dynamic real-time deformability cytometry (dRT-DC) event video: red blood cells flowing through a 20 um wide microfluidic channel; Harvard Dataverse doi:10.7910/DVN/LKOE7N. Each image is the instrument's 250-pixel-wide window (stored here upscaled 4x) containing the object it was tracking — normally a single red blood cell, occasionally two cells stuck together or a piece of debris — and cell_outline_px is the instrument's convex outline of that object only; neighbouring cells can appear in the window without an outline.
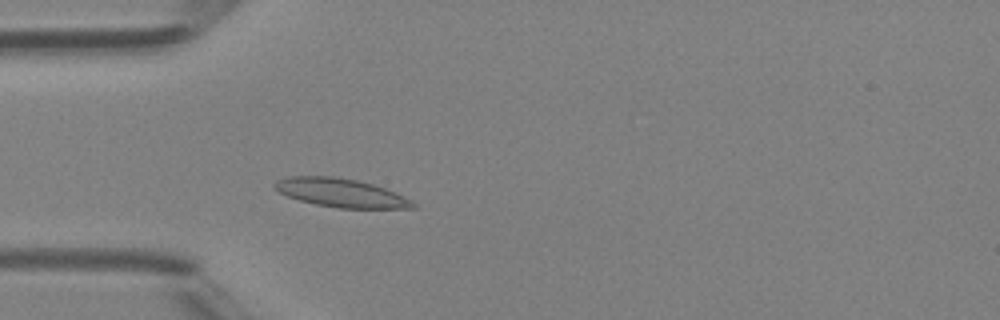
{"species": "Egyptian fruit bat (a non-hibernating species)", "species_latin": "Rousettus aegyptiacus", "temperature_condition": "room temperature", "stored_images_in_passage": 45, "camera_frame_rate_fps": 3000, "um_per_image_px": 0.085, "animal": {"sex": "female"}, "frame": {"image": 1, "passage_image": 11, "time_ms": 3.333, "image_size_px": [1000, 320], "cell_outline_px": [[416, 208], [336, 208], [316, 204], [300, 200], [288, 196], [280, 192], [272, 184], [276, 180], [288, 176], [336, 176], [356, 180], [372, 184], [396, 192], [412, 200], [416, 204]], "centroid_in_image_um": [28.99, 16.38], "position_along_channel_um": 56.0, "area_um2": 23.0}}
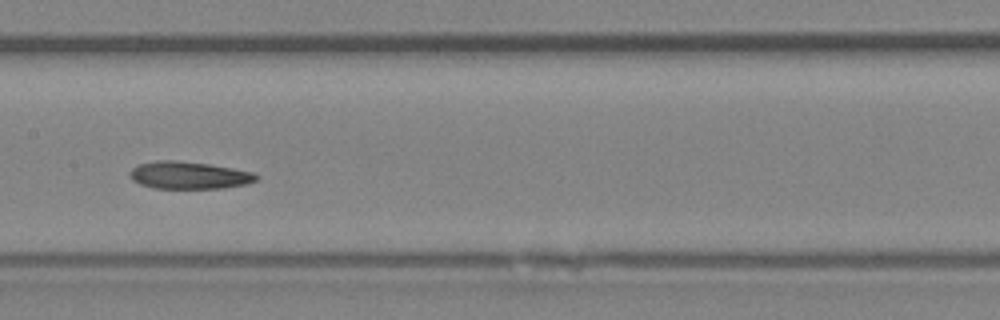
{"frame": {"image": 2, "passage_image": 21, "time_ms": 6.667, "image_size_px": [1000, 320], "cell_outline_px": [[260, 176], [256, 180], [248, 184], [224, 188], [152, 188], [140, 184], [132, 180], [128, 172], [136, 164], [156, 160], [176, 160], [208, 164], [232, 168], [252, 172]], "centroid_in_image_um": [16.03, 14.89], "position_along_channel_um": 191.4, "area_um2": 20.35}}
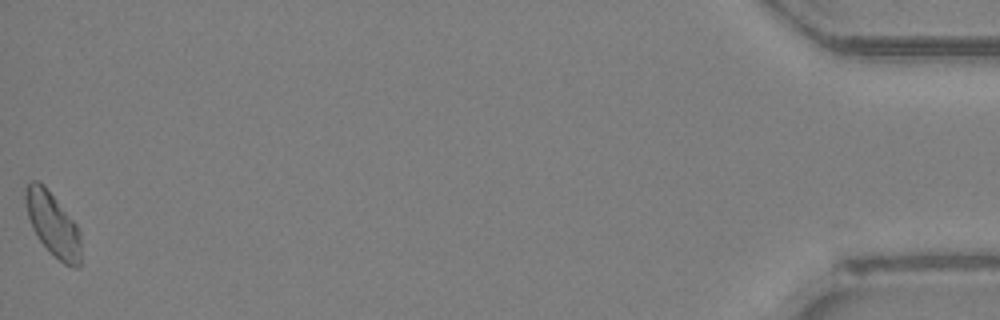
{"frame": {"image": 3, "passage_image": 45, "time_ms": 14.667, "image_size_px": [1000, 320], "cell_outline_px": [[80, 268], [76, 268], [64, 264], [36, 236], [32, 228], [28, 216], [24, 200], [24, 192], [28, 184], [32, 180], [40, 180], [44, 184], [76, 224], [80, 232]], "centroid_in_image_um": [4.48, 19.03], "position_along_channel_um": 430.7, "area_um2": 20.4}}